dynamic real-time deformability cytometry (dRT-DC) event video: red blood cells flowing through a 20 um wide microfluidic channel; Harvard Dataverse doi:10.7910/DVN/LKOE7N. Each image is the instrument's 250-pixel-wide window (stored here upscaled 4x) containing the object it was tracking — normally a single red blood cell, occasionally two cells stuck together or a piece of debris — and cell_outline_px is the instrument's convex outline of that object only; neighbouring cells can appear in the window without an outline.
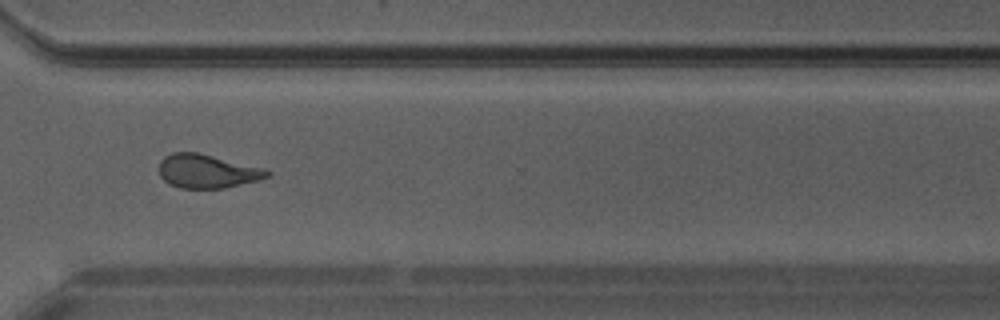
{"species": "Egyptian fruit bat (a non-hibernating species)", "species_latin": "Rousettus aegyptiacus", "temperature_condition": "warm", "stored_images_in_passage": 33, "camera_frame_rate_fps": 3000, "um_per_image_px": 0.085, "animal": {"sex": "male"}, "frame": {"image": 1, "passage_image": 24, "time_ms": 7.667, "image_size_px": [1000, 320], "cell_outline_px": [[272, 172], [268, 176], [256, 180], [224, 188], [180, 188], [168, 184], [160, 176], [160, 160], [164, 156], [172, 152], [200, 152], [264, 168]], "centroid_in_image_um": [17.58, 14.54], "position_along_channel_um": 353.0, "area_um2": 21.27}}